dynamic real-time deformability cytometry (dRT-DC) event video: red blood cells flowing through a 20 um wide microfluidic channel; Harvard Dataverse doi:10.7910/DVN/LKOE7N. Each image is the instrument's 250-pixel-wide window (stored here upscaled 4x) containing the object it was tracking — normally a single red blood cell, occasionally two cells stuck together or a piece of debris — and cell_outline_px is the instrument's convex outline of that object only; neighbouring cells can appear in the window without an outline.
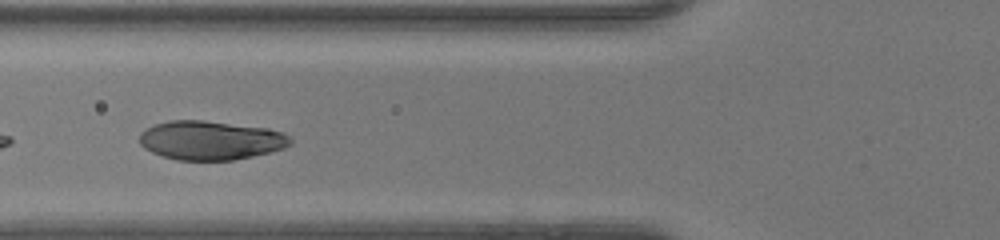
{"species": "human", "species_latin": "Homo sapiens", "temperature_condition": "warm", "stored_images_in_passage": 30, "camera_frame_rate_fps": 3000, "um_per_image_px": 0.085, "donor": {"sex": "female"}, "frame": {"image": 1, "passage_image": 8, "time_ms": 2.333, "image_size_px": [1000, 240], "cell_outline_px": [[292, 144], [284, 148], [236, 160], [176, 160], [152, 152], [144, 148], [140, 144], [140, 132], [144, 128], [152, 124], [168, 120], [204, 120], [268, 128], [284, 132], [292, 140]], "centroid_in_image_um": [17.88, 11.91], "position_along_channel_um": 107.9, "area_um2": 34.56}}
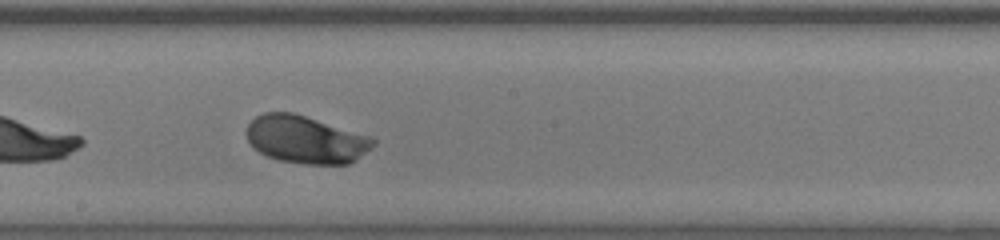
{"frame": {"image": 2, "passage_image": 16, "time_ms": 5.0, "image_size_px": [1000, 240], "cell_outline_px": [[376, 144], [356, 160], [348, 164], [304, 164], [276, 160], [252, 148], [244, 132], [248, 124], [256, 116], [264, 112], [292, 112], [372, 136], [376, 140]], "centroid_in_image_um": [25.98, 11.86], "position_along_channel_um": 222.2, "area_um2": 35.49}}
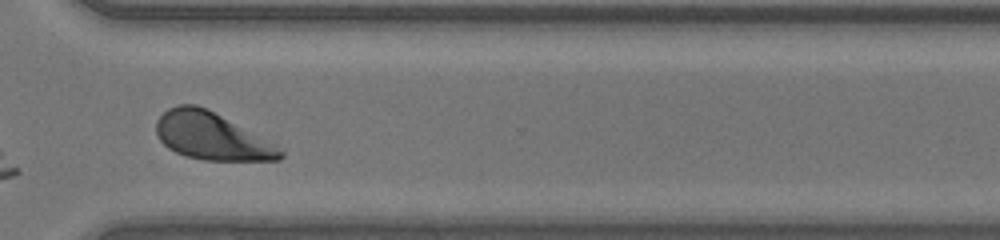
{"frame": {"image": 3, "passage_image": 25, "time_ms": 8.0, "image_size_px": [1000, 240], "cell_outline_px": [[284, 156], [280, 160], [204, 160], [184, 156], [168, 148], [160, 140], [156, 132], [156, 120], [168, 108], [176, 104], [196, 104], [220, 116], [284, 152]], "centroid_in_image_um": [17.86, 11.59], "position_along_channel_um": 352.7, "area_um2": 33.0}, "authors_computed_cell_mechanics": {"area_um2": 35.0268, "velocity_mm_per_s": 4.3078, "shape_relaxation_time_tau1_ms": 1.7073, "shape_relaxation_time_tau2_ms": null, "deformation_change_tau1": 0.153, "deformation_change_tau2": null}}